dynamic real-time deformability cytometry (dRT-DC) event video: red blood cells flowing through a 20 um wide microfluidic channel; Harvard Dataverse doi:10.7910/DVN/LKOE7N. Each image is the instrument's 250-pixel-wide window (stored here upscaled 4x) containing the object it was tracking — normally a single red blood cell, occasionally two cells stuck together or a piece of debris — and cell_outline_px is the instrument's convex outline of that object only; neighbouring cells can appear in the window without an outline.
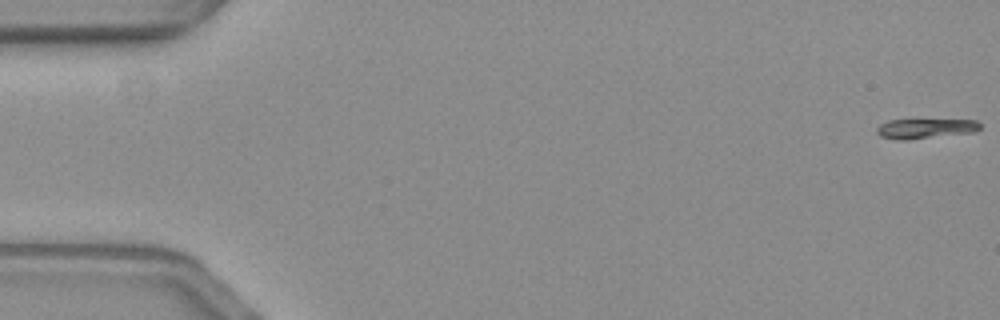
{"species": "common noctule bat (a hibernating species)", "species_latin": "Nyctalus noctula", "temperature_condition": "warm", "stored_images_in_passage": 58, "camera_frame_rate_fps": 3000, "um_per_image_px": 0.085, "animal": {"sex": "female", "body_mass_g": 19.3, "forearm_length_mm": 54.1}, "frame": {"image": 1, "passage_image": 1, "time_ms": 0.0, "image_size_px": [1000, 320], "cell_outline_px": [[980, 128], [976, 132], [908, 140], [896, 140], [880, 136], [876, 132], [876, 128], [880, 124], [888, 120], [976, 120], [980, 124]], "centroid_in_image_um": [78.63, 10.93], "position_along_channel_um": 6.4, "area_um2": 12.02}}
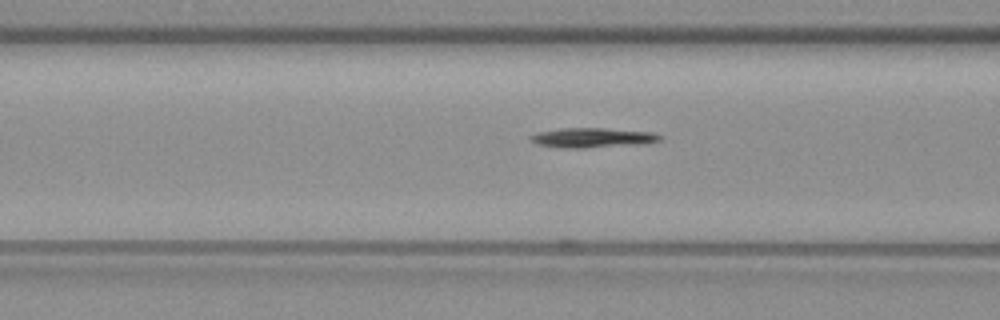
{"frame": {"image": 2, "passage_image": 23, "time_ms": 7.333, "image_size_px": [1000, 320], "cell_outline_px": [[664, 136], [660, 140], [648, 144], [584, 148], [560, 148], [536, 144], [532, 140], [532, 136], [536, 132], [560, 128], [604, 128], [652, 132]], "centroid_in_image_um": [50.42, 11.71], "position_along_channel_um": 116.2, "area_um2": 15.09}}
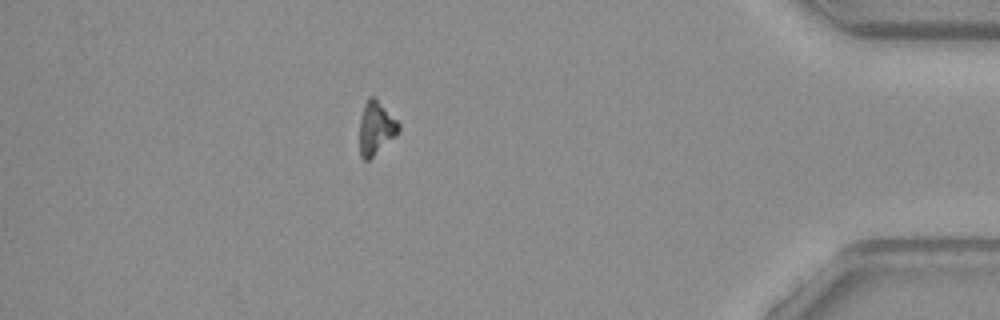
{"frame": {"image": 3, "passage_image": 51, "time_ms": 16.667, "image_size_px": [1000, 320], "cell_outline_px": [[400, 132], [396, 136], [368, 160], [364, 160], [360, 156], [360, 116], [364, 104], [368, 96], [372, 96], [400, 124]], "centroid_in_image_um": [31.94, 10.9], "position_along_channel_um": 403.3, "area_um2": 11.91}}